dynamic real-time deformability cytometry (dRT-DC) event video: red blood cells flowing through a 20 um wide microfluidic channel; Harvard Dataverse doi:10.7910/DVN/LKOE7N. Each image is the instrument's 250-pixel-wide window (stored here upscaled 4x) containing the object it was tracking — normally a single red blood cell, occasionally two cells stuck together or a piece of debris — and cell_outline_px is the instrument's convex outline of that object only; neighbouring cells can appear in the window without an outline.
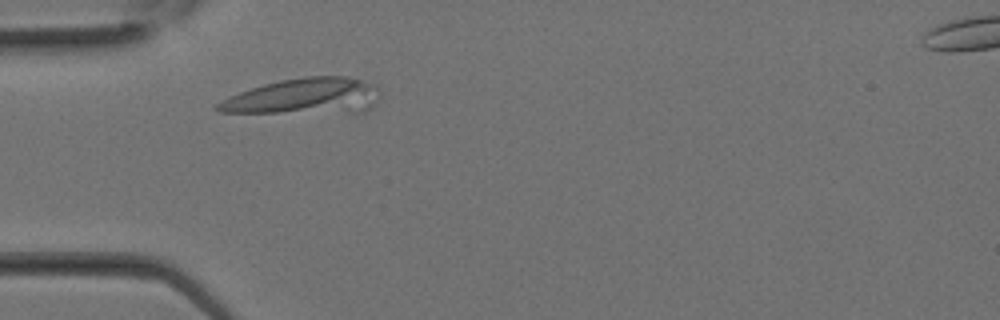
{"species": "Egyptian fruit bat (a non-hibernating species)", "species_latin": "Rousettus aegyptiacus", "temperature_condition": "room temperature", "stored_images_in_passage": 14, "camera_frame_rate_fps": 3000, "um_per_image_px": 0.085, "animal": {"sex": "female"}, "frame": {"image": 1, "passage_image": 4, "time_ms": 1.0, "image_size_px": [1000, 320], "cell_outline_px": [[380, 96], [376, 104], [364, 112], [216, 112], [212, 108], [216, 104], [240, 92], [264, 84], [280, 80], [304, 76], [348, 76], [376, 84], [380, 92]], "centroid_in_image_um": [25.94, 8.18], "position_along_channel_um": 59.1, "area_um2": 33.99}}